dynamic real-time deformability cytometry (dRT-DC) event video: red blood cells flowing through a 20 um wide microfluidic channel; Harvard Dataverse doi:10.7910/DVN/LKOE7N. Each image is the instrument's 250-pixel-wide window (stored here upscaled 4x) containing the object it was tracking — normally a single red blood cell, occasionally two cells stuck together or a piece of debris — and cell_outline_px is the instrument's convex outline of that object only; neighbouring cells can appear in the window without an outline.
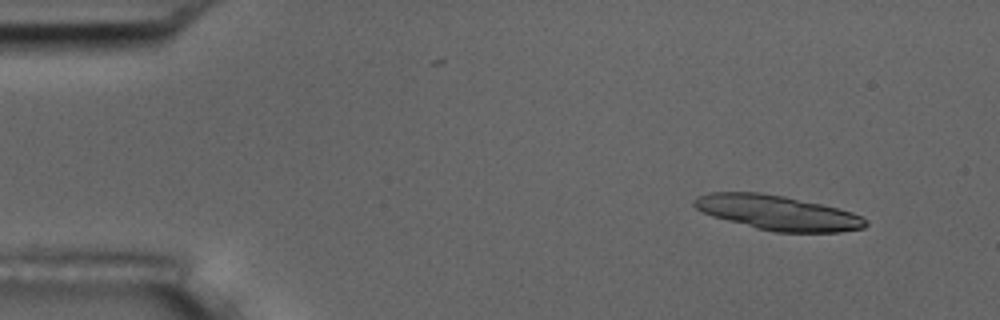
{"species": "common noctule bat (a hibernating species)", "species_latin": "Nyctalus noctula", "temperature_condition": "room temperature", "stored_images_in_passage": 4, "camera_frame_rate_fps": 3000, "um_per_image_px": 0.085, "animal": {"sex": "male", "body_mass_g": 17.5, "forearm_length_mm": 52.3}, "frame": {"image": 1, "passage_image": 1, "time_ms": 0.0, "image_size_px": [1000, 320], "cell_outline_px": [[868, 224], [864, 228], [840, 232], [776, 232], [756, 228], [712, 216], [696, 208], [692, 204], [692, 200], [696, 196], [712, 192], [760, 192], [784, 196], [820, 204], [852, 212], [868, 220]], "centroid_in_image_um": [66.09, 18.08], "position_along_channel_um": 18.9, "area_um2": 34.51}}